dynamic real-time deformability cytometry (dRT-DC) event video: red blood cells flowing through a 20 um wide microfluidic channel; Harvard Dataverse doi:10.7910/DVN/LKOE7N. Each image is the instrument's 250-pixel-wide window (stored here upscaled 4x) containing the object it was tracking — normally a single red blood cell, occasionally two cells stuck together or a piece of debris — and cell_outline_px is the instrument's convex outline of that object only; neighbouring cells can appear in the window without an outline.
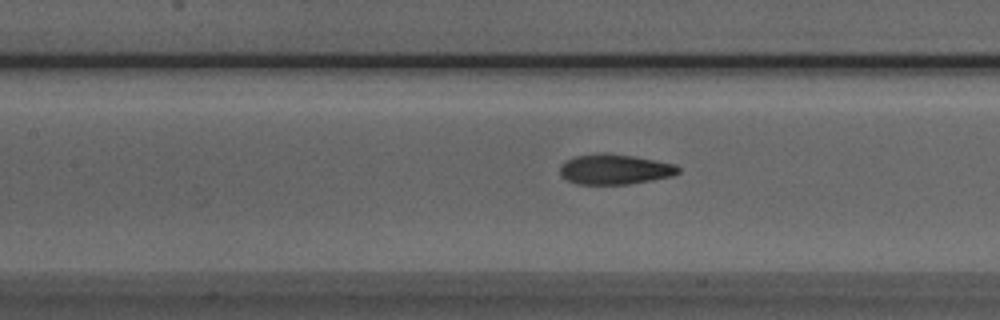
{"species": "Egyptian fruit bat (a non-hibernating species)", "species_latin": "Rousettus aegyptiacus", "temperature_condition": "room temperature", "stored_images_in_passage": 37, "camera_frame_rate_fps": 3000, "um_per_image_px": 0.085, "animal": {"sex": "male"}, "frame": {"image": 1, "passage_image": 17, "time_ms": 5.333, "image_size_px": [1000, 320], "cell_outline_px": [[680, 172], [672, 176], [652, 180], [628, 184], [576, 184], [564, 180], [560, 176], [560, 164], [564, 160], [576, 156], [600, 152], [608, 152], [632, 156], [676, 164], [680, 168]], "centroid_in_image_um": [52.2, 14.38], "position_along_channel_um": 155.2, "area_um2": 21.15}}
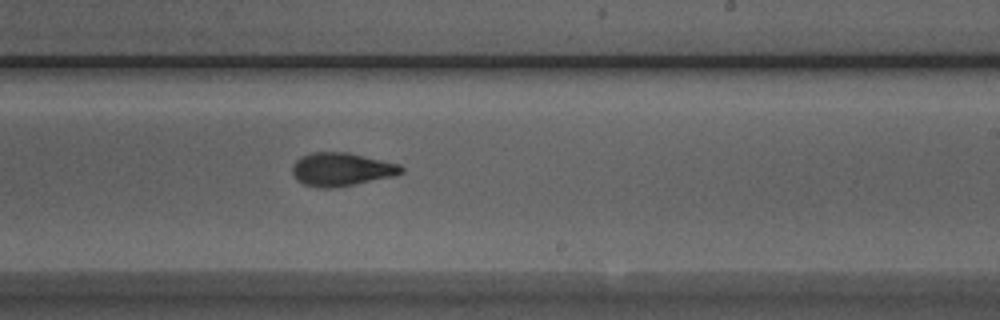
{"frame": {"image": 2, "passage_image": 25, "time_ms": 8.0, "image_size_px": [1000, 320], "cell_outline_px": [[404, 172], [396, 176], [356, 184], [332, 188], [316, 188], [304, 184], [296, 180], [292, 172], [292, 164], [300, 156], [312, 152], [348, 152], [400, 164], [404, 168]], "centroid_in_image_um": [29.03, 14.4], "position_along_channel_um": 260.0, "area_um2": 21.5}}
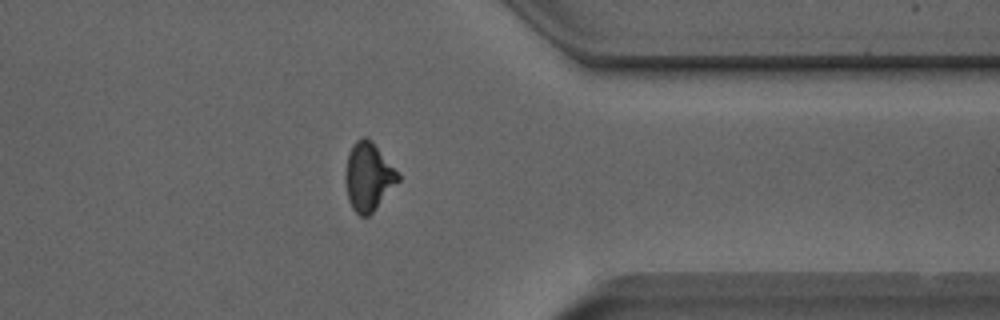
{"frame": {"image": 3, "passage_image": 35, "time_ms": 11.333, "image_size_px": [1000, 320], "cell_outline_px": [[400, 180], [372, 212], [368, 216], [360, 216], [352, 208], [348, 200], [344, 180], [344, 176], [348, 152], [352, 144], [356, 140], [364, 136], [372, 140], [400, 176]], "centroid_in_image_um": [31.27, 15.0], "position_along_channel_um": 380.1, "area_um2": 20.92}}